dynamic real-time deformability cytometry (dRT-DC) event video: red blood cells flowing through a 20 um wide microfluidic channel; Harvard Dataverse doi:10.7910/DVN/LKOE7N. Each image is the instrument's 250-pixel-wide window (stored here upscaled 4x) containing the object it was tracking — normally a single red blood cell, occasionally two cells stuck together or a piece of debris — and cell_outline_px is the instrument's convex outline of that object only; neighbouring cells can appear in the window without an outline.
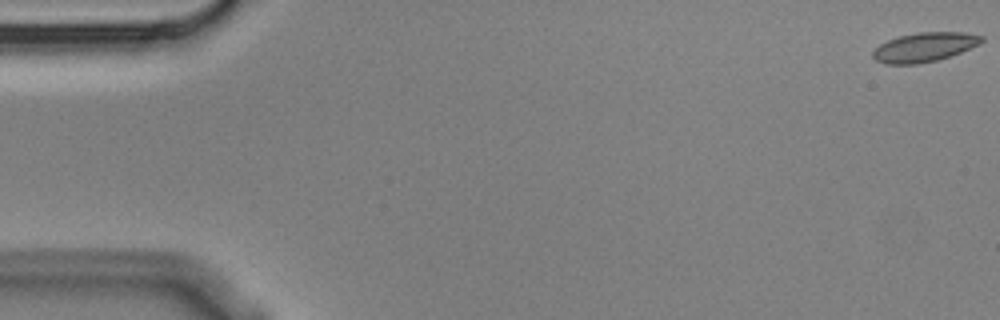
{"species": "Egyptian fruit bat (a non-hibernating species)", "species_latin": "Rousettus aegyptiacus", "temperature_condition": "cold", "stored_images_in_passage": 4, "camera_frame_rate_fps": 3000, "um_per_image_px": 0.085, "animal": {"sex": "male"}, "frame": {"image": 1, "passage_image": 1, "time_ms": 0.0, "image_size_px": [1000, 320], "cell_outline_px": [[984, 40], [980, 44], [960, 52], [936, 60], [916, 64], [884, 64], [876, 60], [872, 56], [872, 52], [880, 44], [888, 40], [900, 36], [920, 32], [964, 32], [984, 36]], "centroid_in_image_um": [78.58, 4.0], "position_along_channel_um": 6.4, "area_um2": 18.38}}